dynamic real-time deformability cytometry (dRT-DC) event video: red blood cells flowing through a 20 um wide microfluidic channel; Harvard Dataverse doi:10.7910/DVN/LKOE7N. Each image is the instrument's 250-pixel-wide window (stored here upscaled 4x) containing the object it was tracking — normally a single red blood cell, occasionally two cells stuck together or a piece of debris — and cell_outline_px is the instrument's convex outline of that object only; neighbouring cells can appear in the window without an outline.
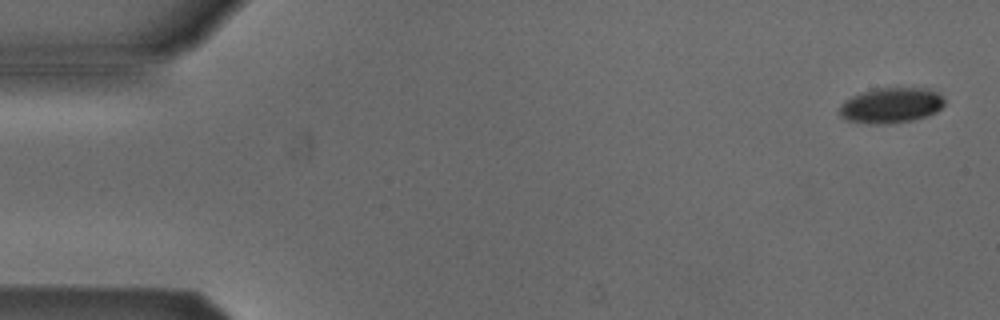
{"species": "Egyptian fruit bat (a non-hibernating species)", "species_latin": "Rousettus aegyptiacus", "temperature_condition": "cold", "stored_images_in_passage": 5, "camera_frame_rate_fps": 3000, "um_per_image_px": 0.085, "animal": {"sex": "male"}, "frame": {"image": 1, "passage_image": 1, "time_ms": 0.0, "image_size_px": [1000, 320], "cell_outline_px": [[944, 104], [936, 112], [928, 116], [912, 120], [848, 120], [840, 116], [840, 104], [844, 100], [860, 92], [876, 88], [928, 88], [940, 92], [944, 96]], "centroid_in_image_um": [75.82, 8.87], "position_along_channel_um": 9.2, "area_um2": 20.75}}